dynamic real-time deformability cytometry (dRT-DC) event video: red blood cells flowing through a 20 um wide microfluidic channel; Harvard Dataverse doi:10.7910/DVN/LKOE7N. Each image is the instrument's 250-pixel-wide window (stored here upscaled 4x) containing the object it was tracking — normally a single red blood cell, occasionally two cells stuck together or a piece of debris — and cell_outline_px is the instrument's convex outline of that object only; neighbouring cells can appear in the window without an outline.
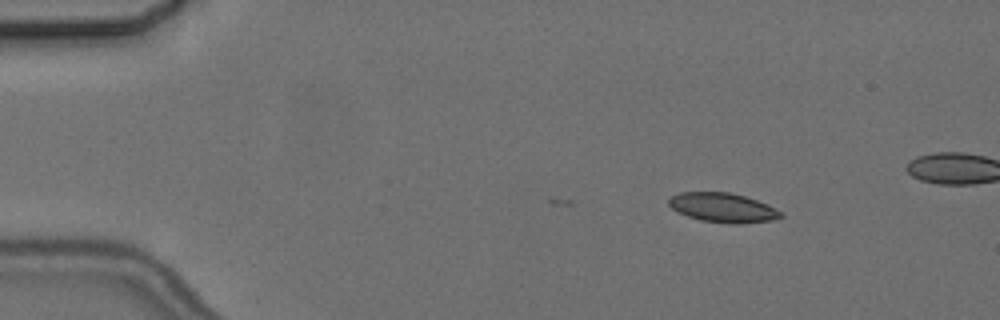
{"species": "common noctule bat (a hibernating species)", "species_latin": "Nyctalus noctula", "temperature_condition": "cold", "stored_images_in_passage": 3, "camera_frame_rate_fps": 3000, "um_per_image_px": 0.085, "animal": {"sex": "female", "body_mass_g": 24.6, "forearm_length_mm": 56.2}, "frame": {"image": 1, "passage_image": 3, "time_ms": 2.333, "image_size_px": [1000, 320], "cell_outline_px": [[784, 216], [772, 220], [740, 224], [728, 224], [700, 220], [688, 216], [672, 208], [668, 204], [668, 200], [672, 196], [680, 192], [728, 192], [744, 196], [768, 204], [780, 212]], "centroid_in_image_um": [61.44, 17.65], "position_along_channel_um": 23.6, "area_um2": 19.07}}